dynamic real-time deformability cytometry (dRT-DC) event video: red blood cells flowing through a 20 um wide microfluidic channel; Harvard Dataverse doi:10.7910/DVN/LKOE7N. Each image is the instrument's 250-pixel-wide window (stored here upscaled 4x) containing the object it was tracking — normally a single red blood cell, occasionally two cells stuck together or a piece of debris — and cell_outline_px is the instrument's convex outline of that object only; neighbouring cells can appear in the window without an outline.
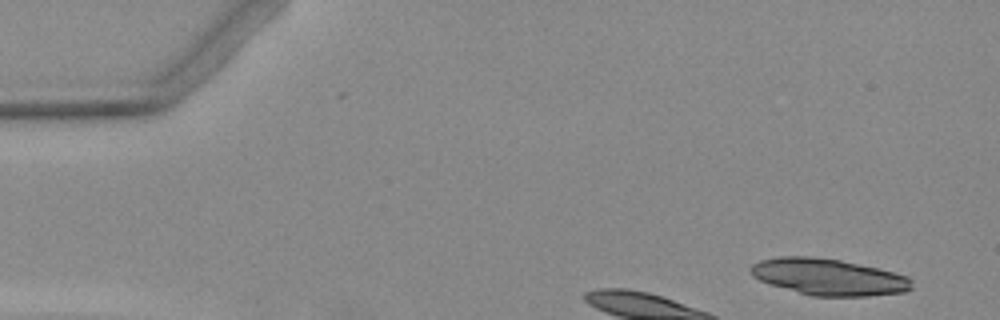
{"species": "Egyptian fruit bat (a non-hibernating species)", "species_latin": "Rousettus aegyptiacus", "temperature_condition": "warm", "stored_images_in_passage": 4, "camera_frame_rate_fps": 3000, "um_per_image_px": 0.085, "animal": {"sex": "female"}, "frame": {"image": 1, "passage_image": 1, "time_ms": 0.0, "image_size_px": [1000, 320], "cell_outline_px": [[912, 288], [904, 292], [868, 296], [812, 296], [772, 284], [760, 280], [752, 276], [752, 264], [760, 260], [780, 256], [812, 256], [840, 260], [876, 268], [908, 276], [912, 280]], "centroid_in_image_um": [70.45, 23.54], "position_along_channel_um": 14.6, "area_um2": 33.93}}
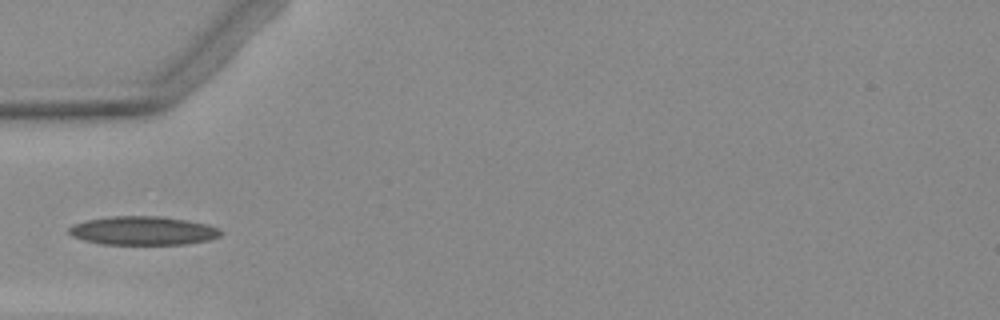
{"frame": {"image": 2, "passage_image": 4, "time_ms": 4.667, "image_size_px": [1000, 320], "cell_outline_px": [[224, 232], [220, 236], [208, 240], [188, 244], [100, 244], [84, 240], [72, 236], [68, 232], [68, 228], [72, 224], [88, 220], [112, 216], [160, 216], [188, 220], [208, 224]], "centroid_in_image_um": [12.16, 19.61], "position_along_channel_um": 72.8, "area_um2": 25.43}}